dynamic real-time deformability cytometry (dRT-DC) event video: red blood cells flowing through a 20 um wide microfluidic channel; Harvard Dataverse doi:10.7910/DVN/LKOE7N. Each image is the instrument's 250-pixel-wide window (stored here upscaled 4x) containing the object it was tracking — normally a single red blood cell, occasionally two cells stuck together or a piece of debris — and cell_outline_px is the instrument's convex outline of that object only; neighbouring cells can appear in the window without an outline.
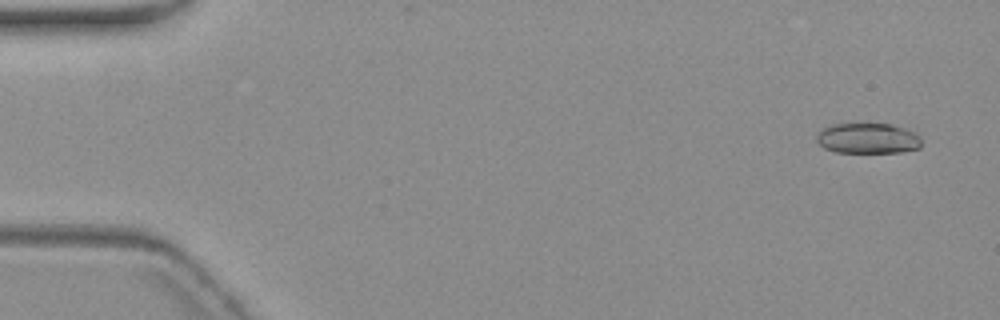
{"species": "common noctule bat (a hibernating species)", "species_latin": "Nyctalus noctula", "temperature_condition": "warm", "stored_images_in_passage": 3, "camera_frame_rate_fps": 3000, "um_per_image_px": 0.085, "animal": {"sex": "female", "body_mass_g": 19.3, "forearm_length_mm": 54.1}, "frame": {"image": 1, "passage_image": 1, "time_ms": 0.0, "image_size_px": [1000, 320], "cell_outline_px": [[920, 148], [900, 152], [836, 152], [824, 148], [816, 140], [816, 136], [824, 128], [832, 124], [860, 120], [892, 124], [916, 132], [920, 136]], "centroid_in_image_um": [73.76, 11.7], "position_along_channel_um": 11.2, "area_um2": 19.42}}